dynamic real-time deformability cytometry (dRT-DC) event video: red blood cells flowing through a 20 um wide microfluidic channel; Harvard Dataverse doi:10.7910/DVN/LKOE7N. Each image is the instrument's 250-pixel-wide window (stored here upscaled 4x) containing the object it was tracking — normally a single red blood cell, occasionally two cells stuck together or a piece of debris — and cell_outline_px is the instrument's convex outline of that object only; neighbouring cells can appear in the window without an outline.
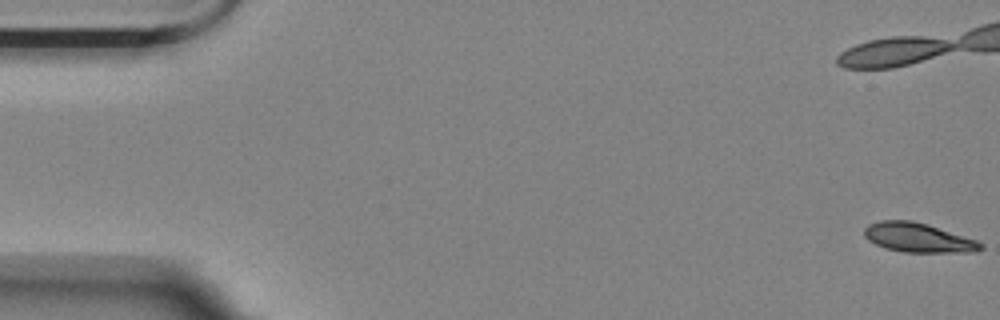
{"species": "Egyptian fruit bat (a non-hibernating species)", "species_latin": "Rousettus aegyptiacus", "temperature_condition": "room temperature", "stored_images_in_passage": 58, "camera_frame_rate_fps": 3000, "um_per_image_px": 0.085, "animal": {"sex": "female"}, "frame": {"image": 1, "passage_image": 1, "time_ms": 0.0, "image_size_px": [1000, 320], "cell_outline_px": [[984, 248], [972, 252], [904, 252], [884, 248], [868, 240], [864, 236], [864, 228], [868, 224], [880, 220], [912, 220], [928, 224], [976, 240], [984, 244]], "centroid_in_image_um": [78.02, 20.19], "position_along_channel_um": 7.0, "area_um2": 19.94}}
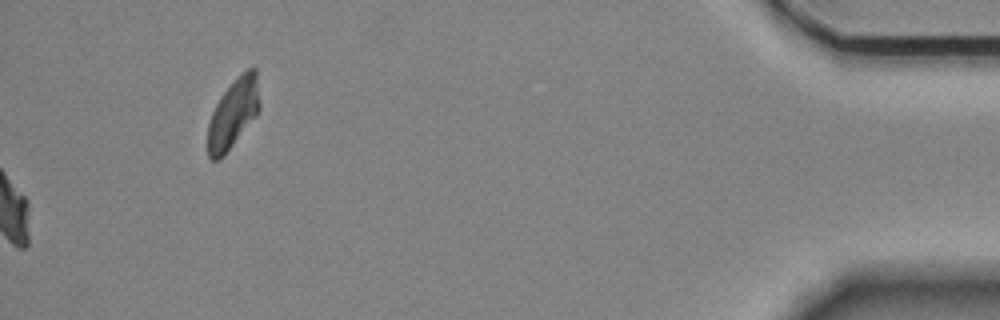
{"frame": {"image": 2, "passage_image": 58, "time_ms": 19.0, "image_size_px": [1000, 320], "cell_outline_px": [[260, 108], [256, 116], [224, 156], [216, 160], [212, 160], [208, 156], [208, 124], [212, 112], [220, 96], [248, 68], [256, 68], [260, 104]], "centroid_in_image_um": [19.83, 9.68], "position_along_channel_um": 415.4, "area_um2": 20.58}, "authors_computed_cell_mechanics": {"area_um2": 20.8658, "velocity_mm_per_s": 3.5153, "shape_relaxation_time_tau1_ms": 6.8285, "shape_relaxation_time_tau2_ms": 6.8713, "deformation_change_tau1": 0.1574, "deformation_change_tau2": 0.0808}}